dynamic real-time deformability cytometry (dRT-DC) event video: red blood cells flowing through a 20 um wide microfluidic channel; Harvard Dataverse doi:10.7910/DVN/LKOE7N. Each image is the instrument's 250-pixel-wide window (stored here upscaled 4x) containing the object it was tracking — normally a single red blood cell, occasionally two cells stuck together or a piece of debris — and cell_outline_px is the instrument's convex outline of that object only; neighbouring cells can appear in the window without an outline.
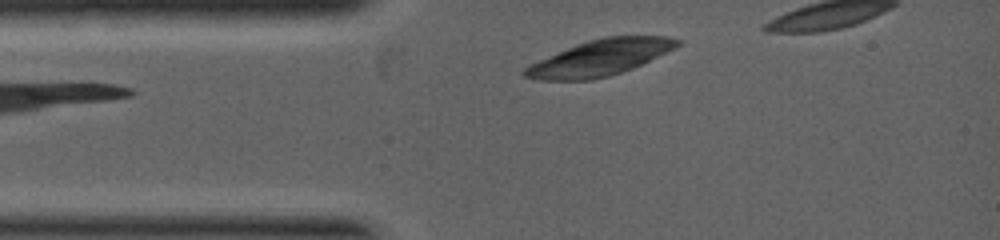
{"species": "common noctule bat (a hibernating species)", "species_latin": "Nyctalus noctula", "temperature_condition": "warm", "stored_images_in_passage": 4, "camera_frame_rate_fps": 5000, "um_per_image_px": 0.085, "animal": {"sex": "female", "body_mass_g": 19.0, "forearm_length_mm": 53.3}, "frame": {"image": 1, "passage_image": 2, "time_ms": 0.4, "image_size_px": [1000, 240], "cell_outline_px": [[680, 44], [676, 48], [632, 68], [608, 76], [588, 80], [540, 80], [524, 76], [520, 72], [524, 68], [540, 60], [576, 44], [588, 40], [604, 36], [668, 36], [680, 40]], "centroid_in_image_um": [51.01, 4.9], "position_along_channel_um": 34.0, "area_um2": 31.5}}